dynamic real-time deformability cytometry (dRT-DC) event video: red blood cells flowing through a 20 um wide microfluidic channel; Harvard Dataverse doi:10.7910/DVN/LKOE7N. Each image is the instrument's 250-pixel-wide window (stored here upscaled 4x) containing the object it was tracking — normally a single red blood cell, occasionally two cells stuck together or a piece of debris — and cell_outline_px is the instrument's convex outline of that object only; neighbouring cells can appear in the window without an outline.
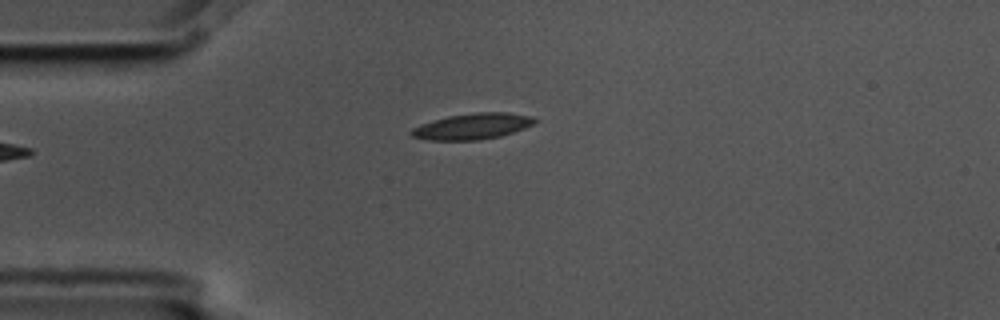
{"species": "common noctule bat (a hibernating species)", "species_latin": "Nyctalus noctula", "temperature_condition": "cold", "stored_images_in_passage": 3, "camera_frame_rate_fps": 3000, "um_per_image_px": 0.085, "animal": {"sex": "male", "body_mass_g": 17.5, "forearm_length_mm": 52.3}, "frame": {"image": 1, "passage_image": 1, "time_ms": 0.0, "image_size_px": [1000, 320], "cell_outline_px": [[540, 120], [524, 128], [500, 136], [480, 140], [428, 140], [412, 136], [408, 132], [412, 128], [420, 124], [448, 116], [476, 112], [508, 112], [532, 116]], "centroid_in_image_um": [40.16, 10.73], "position_along_channel_um": 44.8, "area_um2": 18.73}}
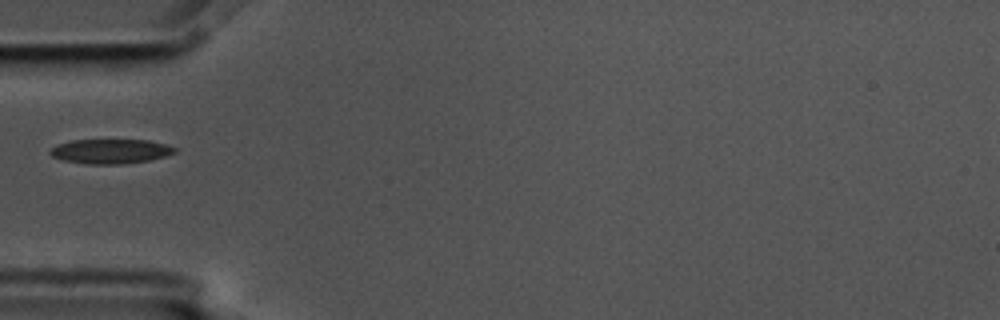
{"frame": {"image": 2, "passage_image": 2, "time_ms": 0.333, "image_size_px": [1000, 320], "cell_outline_px": [[176, 152], [164, 156], [148, 160], [124, 164], [88, 164], [64, 160], [52, 156], [48, 152], [52, 148], [60, 144], [72, 140], [148, 140], [164, 144], [176, 148]], "centroid_in_image_um": [9.39, 12.86], "position_along_channel_um": 75.6, "area_um2": 17.57}}